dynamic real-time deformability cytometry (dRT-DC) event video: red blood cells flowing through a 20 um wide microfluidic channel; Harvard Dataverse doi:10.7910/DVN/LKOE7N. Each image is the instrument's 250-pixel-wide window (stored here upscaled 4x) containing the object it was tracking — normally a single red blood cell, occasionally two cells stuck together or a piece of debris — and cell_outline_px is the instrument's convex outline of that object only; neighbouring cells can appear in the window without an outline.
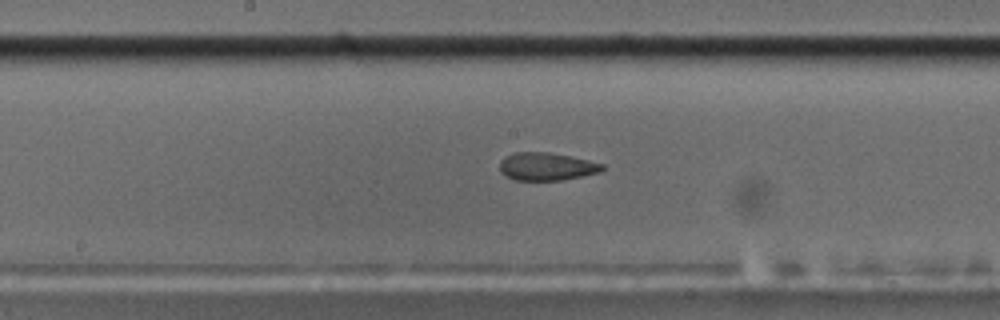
{"species": "common noctule bat (a hibernating species)", "species_latin": "Nyctalus noctula", "temperature_condition": "cold", "stored_images_in_passage": 38, "camera_frame_rate_fps": 3000, "um_per_image_px": 0.085, "animal": {"sex": "male", "body_mass_g": 17.5, "forearm_length_mm": 52.3}, "frame": {"image": 1, "passage_image": 13, "time_ms": 4.0, "image_size_px": [1000, 320], "cell_outline_px": [[604, 168], [600, 172], [560, 180], [516, 180], [504, 176], [500, 172], [500, 160], [504, 156], [516, 152], [548, 152], [588, 160], [604, 164]], "centroid_in_image_um": [46.41, 14.15], "position_along_channel_um": 201.8, "area_um2": 16.59}}
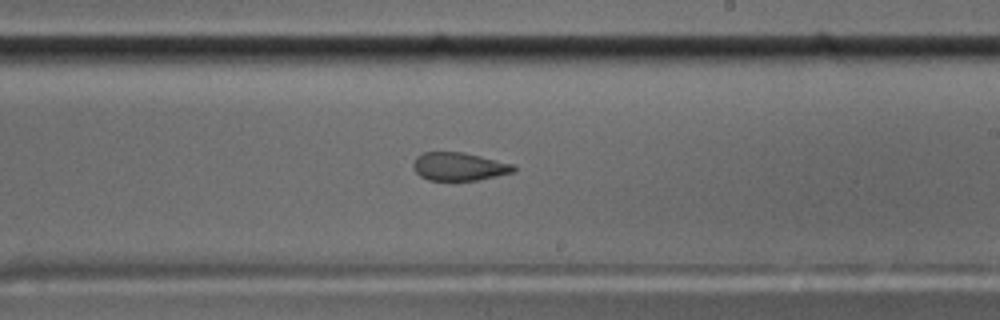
{"frame": {"image": 2, "passage_image": 17, "time_ms": 5.333, "image_size_px": [1000, 320], "cell_outline_px": [[516, 168], [512, 172], [496, 176], [476, 180], [428, 180], [420, 176], [412, 168], [412, 164], [416, 156], [424, 152], [464, 152], [512, 164]], "centroid_in_image_um": [38.96, 14.15], "position_along_channel_um": 250.0, "area_um2": 16.36}}
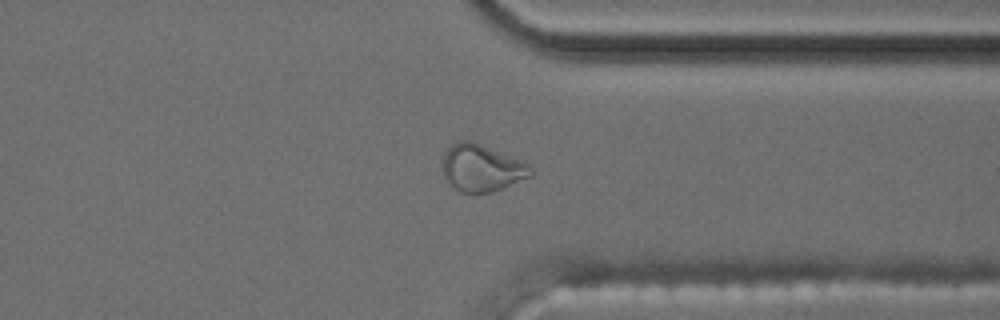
{"frame": {"image": 3, "passage_image": 27, "time_ms": 8.667, "image_size_px": [1000, 320], "cell_outline_px": [[532, 176], [492, 192], [460, 192], [452, 188], [448, 184], [444, 176], [444, 156], [448, 148], [452, 144], [460, 140], [472, 140], [524, 160], [532, 168]], "centroid_in_image_um": [40.97, 14.26], "position_along_channel_um": 370.4, "area_um2": 24.33}, "authors_computed_cell_mechanics": {"area_um2": 17.8313, "velocity_mm_per_s": 3.6366, "shape_relaxation_time_tau1_ms": null, "shape_relaxation_time_tau2_ms": 1.1004, "deformation_change_tau1": null, "deformation_change_tau2": 0.0683}}